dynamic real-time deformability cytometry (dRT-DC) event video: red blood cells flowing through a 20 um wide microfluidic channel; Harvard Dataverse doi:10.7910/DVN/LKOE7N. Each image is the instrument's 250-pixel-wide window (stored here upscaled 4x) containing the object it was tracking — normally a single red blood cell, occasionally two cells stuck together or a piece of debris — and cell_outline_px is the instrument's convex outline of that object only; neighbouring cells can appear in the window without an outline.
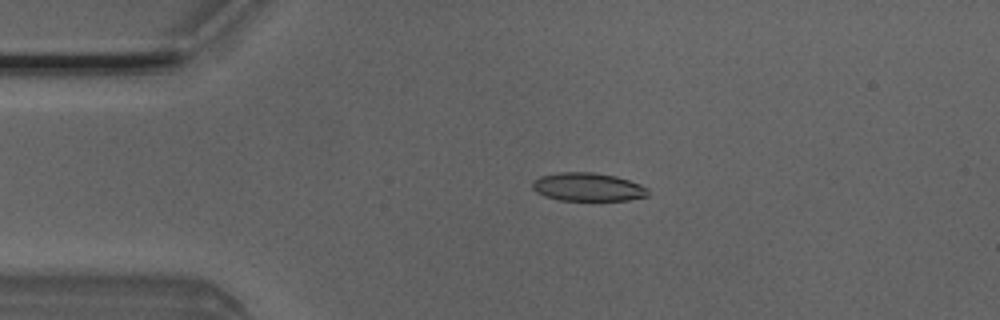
{"species": "Egyptian fruit bat (a non-hibernating species)", "species_latin": "Rousettus aegyptiacus", "temperature_condition": "room temperature", "stored_images_in_passage": 3, "camera_frame_rate_fps": 3000, "um_per_image_px": 0.085, "animal": {"sex": "male"}, "frame": {"image": 1, "passage_image": 2, "time_ms": 0.333, "image_size_px": [1000, 320], "cell_outline_px": [[648, 196], [628, 200], [560, 200], [544, 196], [536, 192], [532, 188], [532, 180], [540, 176], [560, 172], [592, 172], [616, 176], [640, 184], [648, 188]], "centroid_in_image_um": [49.95, 15.89], "position_along_channel_um": 35.1, "area_um2": 19.13}}